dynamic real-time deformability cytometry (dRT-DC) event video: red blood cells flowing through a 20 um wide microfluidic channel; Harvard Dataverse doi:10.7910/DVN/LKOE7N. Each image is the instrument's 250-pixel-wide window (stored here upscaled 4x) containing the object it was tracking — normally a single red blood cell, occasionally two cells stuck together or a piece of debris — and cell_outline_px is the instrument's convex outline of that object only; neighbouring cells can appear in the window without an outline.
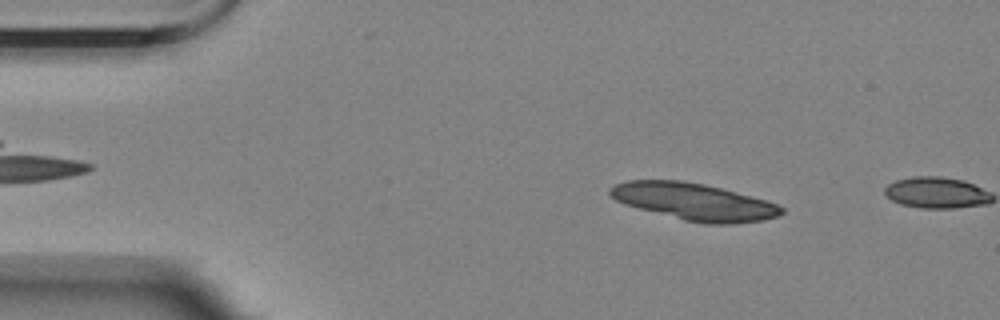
{"species": "Egyptian fruit bat (a non-hibernating species)", "species_latin": "Rousettus aegyptiacus", "temperature_condition": "room temperature", "stored_images_in_passage": 4, "camera_frame_rate_fps": 3000, "um_per_image_px": 0.085, "animal": {"sex": "female"}, "frame": {"image": 1, "passage_image": 3, "time_ms": 0.667, "image_size_px": [1000, 320], "cell_outline_px": [[784, 212], [780, 216], [764, 220], [732, 224], [704, 224], [684, 220], [624, 204], [608, 196], [608, 188], [616, 184], [628, 180], [680, 180], [704, 184], [720, 188], [764, 200], [776, 204], [784, 208]], "centroid_in_image_um": [58.97, 17.15], "position_along_channel_um": 26.0, "area_um2": 36.82}}